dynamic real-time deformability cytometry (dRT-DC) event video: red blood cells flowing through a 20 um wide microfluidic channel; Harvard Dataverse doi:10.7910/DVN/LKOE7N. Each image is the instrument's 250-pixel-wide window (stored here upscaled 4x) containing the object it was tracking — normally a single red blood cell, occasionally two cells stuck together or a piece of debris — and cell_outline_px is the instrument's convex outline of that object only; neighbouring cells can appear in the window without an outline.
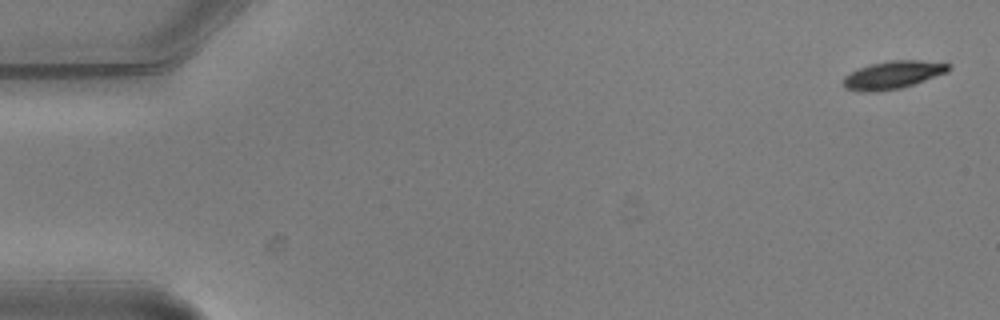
{"species": "common noctule bat (a hibernating species)", "species_latin": "Nyctalus noctula", "temperature_condition": "warm", "stored_images_in_passage": 11, "camera_frame_rate_fps": 3000, "um_per_image_px": 0.085, "animal": {"sex": "male", "body_mass_g": 20.5, "forearm_length_mm": 52.5}, "frame": {"image": 1, "passage_image": 1, "time_ms": 0.0, "image_size_px": [1000, 320], "cell_outline_px": [[952, 68], [948, 72], [900, 88], [876, 92], [860, 92], [844, 88], [844, 76], [860, 68], [872, 64], [888, 60], [920, 60], [952, 64]], "centroid_in_image_um": [75.91, 6.36], "position_along_channel_um": 9.1, "area_um2": 16.99}}
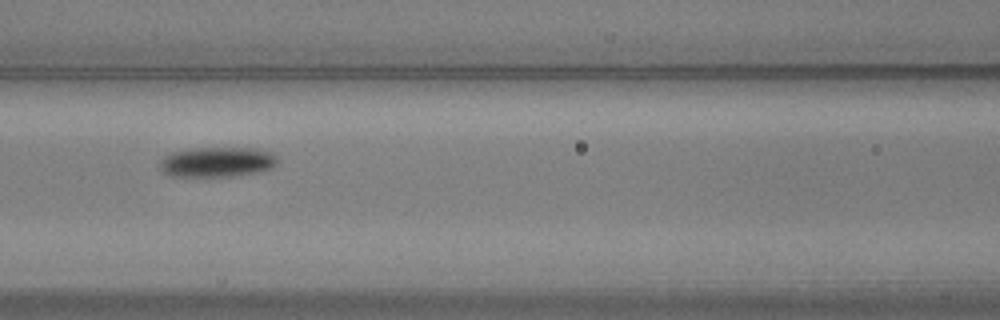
{"frame": {"image": 2, "passage_image": 7, "time_ms": 2.0, "image_size_px": [1000, 320], "cell_outline_px": [[276, 164], [272, 168], [256, 172], [232, 176], [172, 176], [164, 172], [160, 168], [160, 160], [164, 156], [172, 152], [188, 148], [256, 148], [268, 152], [276, 156]], "centroid_in_image_um": [18.42, 13.76], "position_along_channel_um": 148.2, "area_um2": 20.46}}
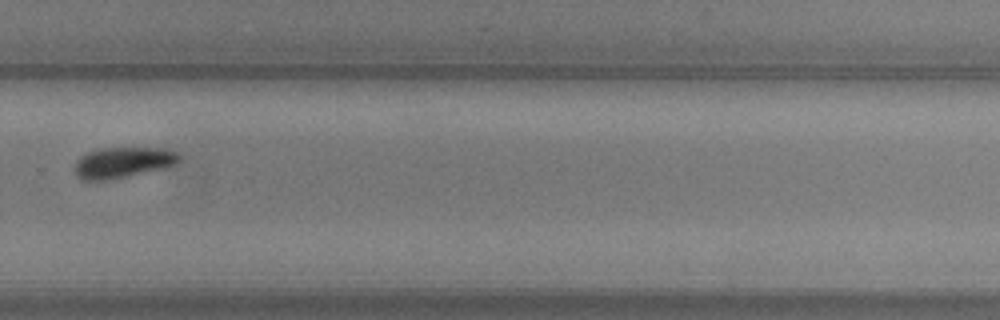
{"frame": {"image": 3, "passage_image": 11, "time_ms": 3.333, "image_size_px": [1000, 320], "cell_outline_px": [[180, 160], [164, 168], [108, 180], [80, 180], [76, 172], [76, 160], [80, 156], [88, 152], [100, 148], [168, 148], [176, 152], [180, 156]], "centroid_in_image_um": [10.44, 13.8], "position_along_channel_um": 319.4, "area_um2": 18.55}}